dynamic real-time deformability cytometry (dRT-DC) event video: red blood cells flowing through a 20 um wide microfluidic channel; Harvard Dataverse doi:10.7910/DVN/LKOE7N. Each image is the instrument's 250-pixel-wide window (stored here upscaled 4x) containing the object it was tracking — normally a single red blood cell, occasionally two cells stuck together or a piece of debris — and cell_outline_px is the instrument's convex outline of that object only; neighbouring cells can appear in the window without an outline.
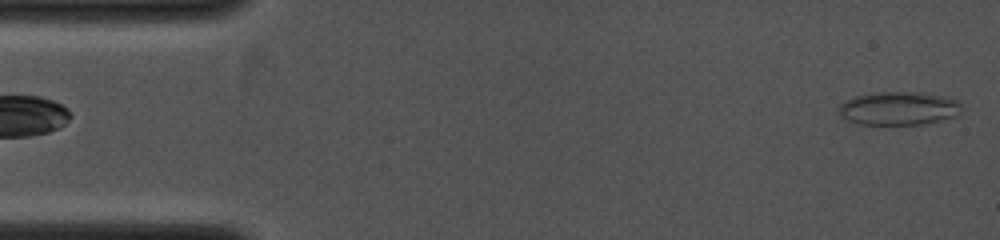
{"species": "common noctule bat (a hibernating species)", "species_latin": "Nyctalus noctula", "temperature_condition": "cold", "stored_images_in_passage": 15, "camera_frame_rate_fps": 4000, "um_per_image_px": 0.085, "animal": {"sex": "female", "body_mass_g": 19.0, "forearm_length_mm": 53.3}, "frame": {"image": 1, "passage_image": 1, "time_ms": 0.0, "image_size_px": [1000, 240], "cell_outline_px": [[960, 116], [920, 124], [860, 124], [848, 120], [840, 116], [836, 108], [840, 104], [856, 96], [880, 92], [920, 92], [944, 96], [960, 100]], "centroid_in_image_um": [76.41, 9.21], "position_along_channel_um": 8.6, "area_um2": 23.93}}
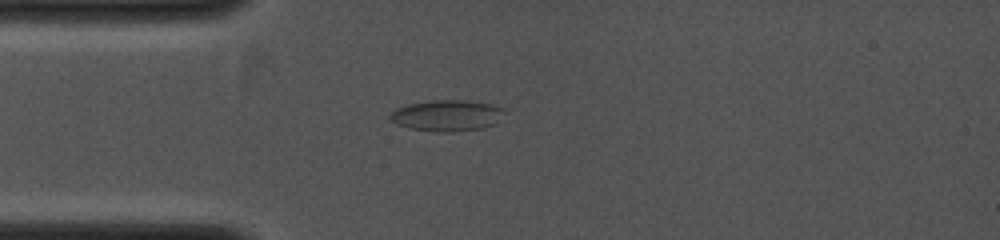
{"frame": {"image": 2, "passage_image": 11, "time_ms": 2.75, "image_size_px": [1000, 240], "cell_outline_px": [[504, 112], [496, 124], [480, 128], [452, 132], [436, 132], [408, 128], [396, 124], [388, 116], [396, 108], [408, 104], [432, 100], [460, 100], [488, 104], [504, 108]], "centroid_in_image_um": [37.96, 9.83], "position_along_channel_um": 47.0, "area_um2": 20.63}}